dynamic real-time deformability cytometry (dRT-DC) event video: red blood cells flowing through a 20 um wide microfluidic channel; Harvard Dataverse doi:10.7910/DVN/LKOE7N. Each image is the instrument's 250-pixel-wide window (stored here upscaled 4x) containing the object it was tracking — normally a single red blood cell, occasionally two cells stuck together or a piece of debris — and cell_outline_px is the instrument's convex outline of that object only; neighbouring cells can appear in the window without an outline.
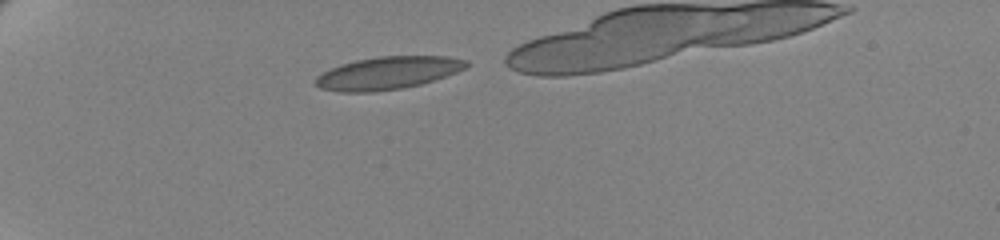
{"species": "human", "species_latin": "Homo sapiens", "temperature_condition": "cold", "stored_images_in_passage": 39, "camera_frame_rate_fps": 3000, "um_per_image_px": 0.085, "donor": {"sex": "female"}, "frame": {"image": 1, "passage_image": 2, "time_ms": 0.333, "image_size_px": [1000, 240], "cell_outline_px": [[468, 68], [420, 84], [400, 88], [372, 92], [340, 92], [320, 88], [312, 80], [316, 76], [340, 64], [356, 60], [380, 56], [448, 56], [468, 60]], "centroid_in_image_um": [32.95, 6.2], "position_along_channel_um": 52.0, "area_um2": 28.61}}
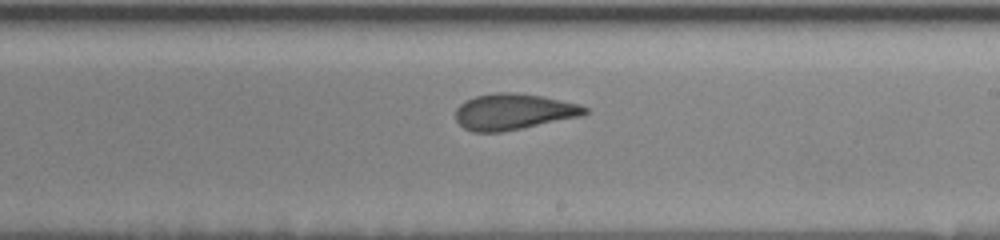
{"frame": {"image": 2, "passage_image": 22, "time_ms": 7.0, "image_size_px": [1000, 240], "cell_outline_px": [[588, 112], [584, 116], [500, 132], [472, 132], [464, 128], [456, 120], [456, 108], [464, 100], [476, 96], [496, 92], [516, 92], [544, 96], [580, 104], [588, 108]], "centroid_in_image_um": [43.67, 9.48], "position_along_channel_um": 245.3, "area_um2": 27.4}}
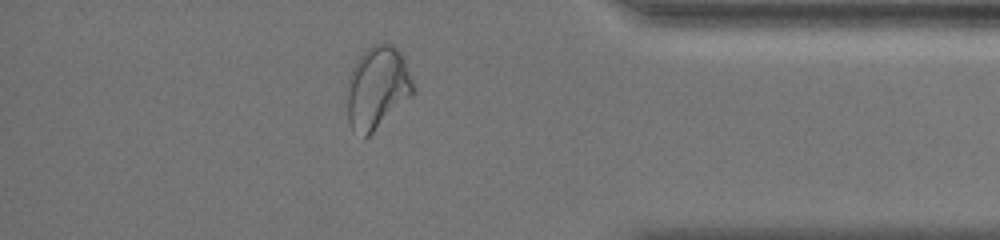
{"frame": {"image": 3, "passage_image": 37, "time_ms": 12.0, "image_size_px": [1000, 240], "cell_outline_px": [[416, 88], [412, 96], [364, 140], [352, 132], [348, 120], [348, 80], [352, 68], [356, 60], [372, 44], [384, 40], [392, 44], [404, 56]], "centroid_in_image_um": [32.09, 7.45], "position_along_channel_um": 403.1, "area_um2": 32.37}}